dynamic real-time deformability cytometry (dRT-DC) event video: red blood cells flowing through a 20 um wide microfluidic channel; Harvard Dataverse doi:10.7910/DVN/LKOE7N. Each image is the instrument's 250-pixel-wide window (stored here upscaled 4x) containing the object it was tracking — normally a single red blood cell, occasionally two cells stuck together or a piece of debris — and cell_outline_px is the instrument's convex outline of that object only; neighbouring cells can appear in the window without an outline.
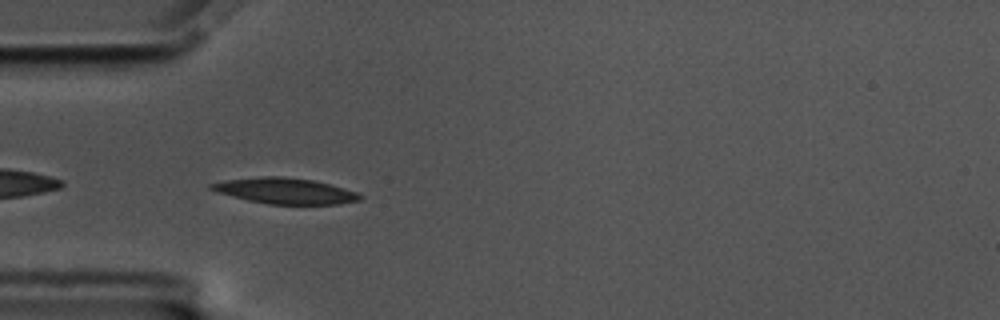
{"species": "common noctule bat (a hibernating species)", "species_latin": "Nyctalus noctula", "temperature_condition": "cold", "stored_images_in_passage": 42, "camera_frame_rate_fps": 3000, "um_per_image_px": 0.085, "animal": {"sex": "male", "body_mass_g": 17.5, "forearm_length_mm": 52.3}, "frame": {"image": 1, "passage_image": 2, "time_ms": 0.333, "image_size_px": [1000, 320], "cell_outline_px": [[364, 196], [360, 200], [340, 204], [268, 204], [248, 200], [232, 196], [208, 188], [208, 184], [228, 180], [264, 176], [280, 176], [312, 180], [360, 192]], "centroid_in_image_um": [24.3, 16.23], "position_along_channel_um": 60.7, "area_um2": 22.2}}
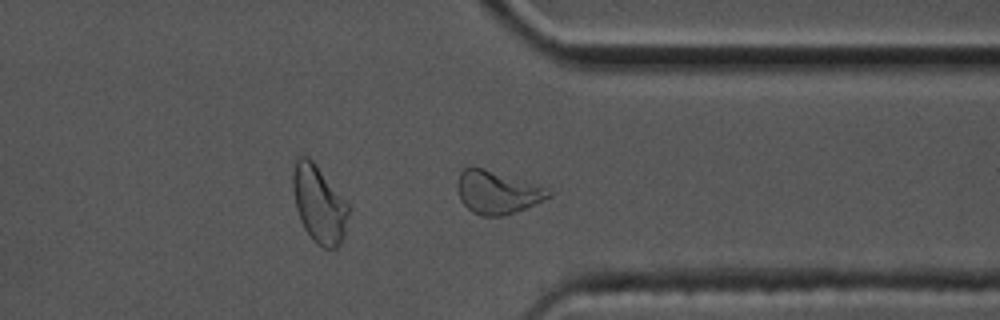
{"frame": {"image": 2, "passage_image": 29, "time_ms": 9.333, "image_size_px": [1000, 320], "cell_outline_px": [[552, 196], [524, 208], [500, 216], [480, 216], [472, 212], [460, 200], [456, 188], [456, 180], [460, 172], [468, 164], [484, 168], [544, 188], [552, 192]], "centroid_in_image_um": [42.15, 16.33], "position_along_channel_um": 369.2, "area_um2": 22.54}}
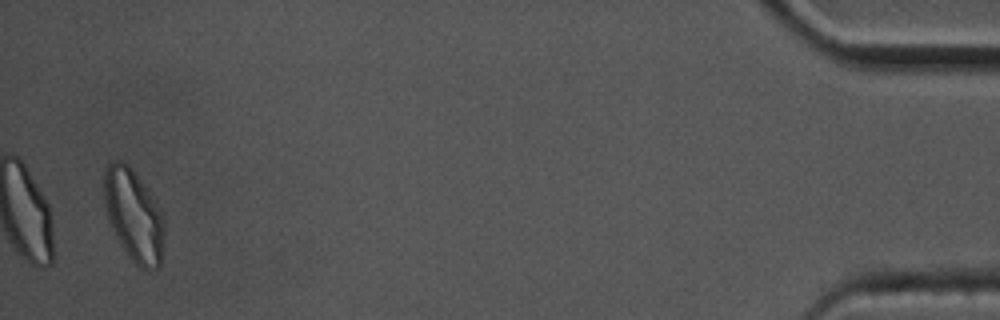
{"frame": {"image": 3, "passage_image": 41, "time_ms": 13.333, "image_size_px": [1000, 320], "cell_outline_px": [[164, 232], [160, 268], [148, 272], [140, 268], [128, 256], [116, 236], [112, 228], [108, 216], [104, 200], [104, 168], [112, 160], [124, 160], [132, 168], [156, 200], [164, 216]], "centroid_in_image_um": [11.39, 18.3], "position_along_channel_um": 423.8, "area_um2": 32.66}, "authors_computed_cell_mechanics": {"area_um2": 21.7906, "velocity_mm_per_s": 3.4652, "shape_relaxation_time_tau1_ms": 3.6494, "shape_relaxation_time_tau2_ms": 6.7084, "deformation_change_tau1": 0.1331, "deformation_change_tau2": 0.1343}}